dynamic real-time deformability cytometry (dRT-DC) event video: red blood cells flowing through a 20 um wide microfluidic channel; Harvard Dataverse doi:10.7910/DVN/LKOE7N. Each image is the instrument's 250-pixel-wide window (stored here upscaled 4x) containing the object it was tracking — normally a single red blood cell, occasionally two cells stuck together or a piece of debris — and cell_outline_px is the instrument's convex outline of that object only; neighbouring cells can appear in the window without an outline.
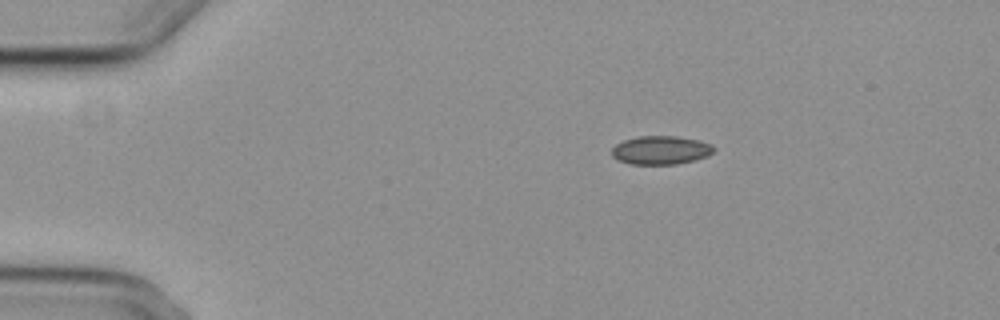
{"species": "common noctule bat (a hibernating species)", "species_latin": "Nyctalus noctula", "temperature_condition": "cold", "stored_images_in_passage": 3, "camera_frame_rate_fps": 3000, "um_per_image_px": 0.085, "animal": {"sex": "female", "body_mass_g": 29.2, "forearm_length_mm": 56.3}, "frame": {"image": 1, "passage_image": 1, "time_ms": 0.0, "image_size_px": [1000, 320], "cell_outline_px": [[716, 148], [708, 156], [696, 160], [676, 164], [628, 164], [612, 156], [612, 148], [616, 144], [624, 140], [640, 136], [676, 136], [700, 140], [712, 144]], "centroid_in_image_um": [56.2, 12.76], "position_along_channel_um": 28.8, "area_um2": 17.05}}